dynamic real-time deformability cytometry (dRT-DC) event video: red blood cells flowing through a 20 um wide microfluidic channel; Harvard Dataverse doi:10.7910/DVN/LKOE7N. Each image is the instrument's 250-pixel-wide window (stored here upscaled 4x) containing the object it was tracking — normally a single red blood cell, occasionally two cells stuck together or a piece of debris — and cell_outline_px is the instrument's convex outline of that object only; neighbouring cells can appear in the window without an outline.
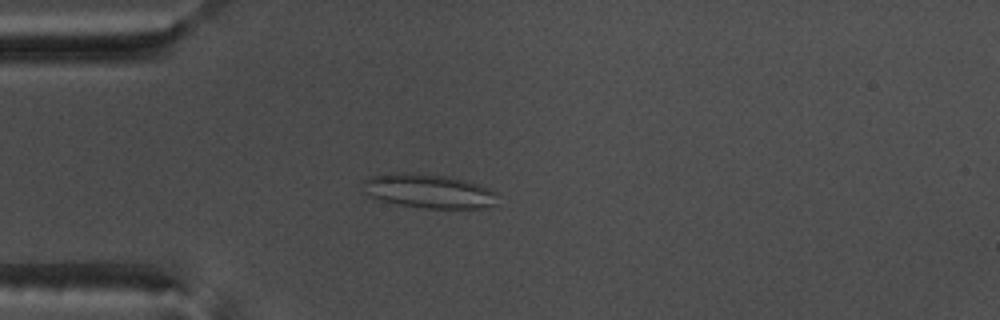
{"species": "common noctule bat (a hibernating species)", "species_latin": "Nyctalus noctula", "temperature_condition": "warm", "stored_images_in_passage": 44, "camera_frame_rate_fps": 3000, "um_per_image_px": 0.085, "animal": {"sex": "male", "body_mass_g": 17.5, "forearm_length_mm": 52.3}, "frame": {"image": 1, "passage_image": 14, "time_ms": 4.333, "image_size_px": [1000, 320], "cell_outline_px": [[496, 204], [484, 208], [424, 208], [400, 204], [368, 196], [360, 192], [364, 180], [368, 176], [396, 172], [412, 172], [452, 176], [488, 188], [496, 192]], "centroid_in_image_um": [36.38, 16.22], "position_along_channel_um": 48.6, "area_um2": 26.99}}
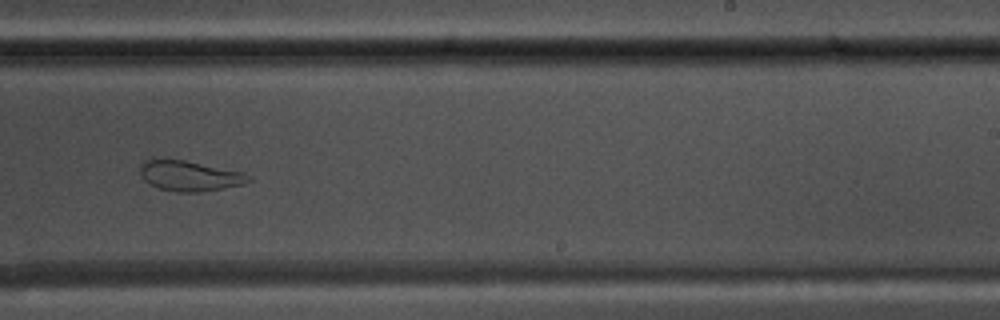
{"frame": {"image": 2, "passage_image": 33, "time_ms": 10.667, "image_size_px": [1000, 320], "cell_outline_px": [[252, 180], [244, 184], [224, 188], [200, 192], [176, 192], [160, 188], [148, 184], [144, 180], [140, 172], [140, 164], [144, 160], [152, 156], [184, 160], [244, 172]], "centroid_in_image_um": [16.05, 14.92], "position_along_channel_um": 273.0, "area_um2": 19.59}}
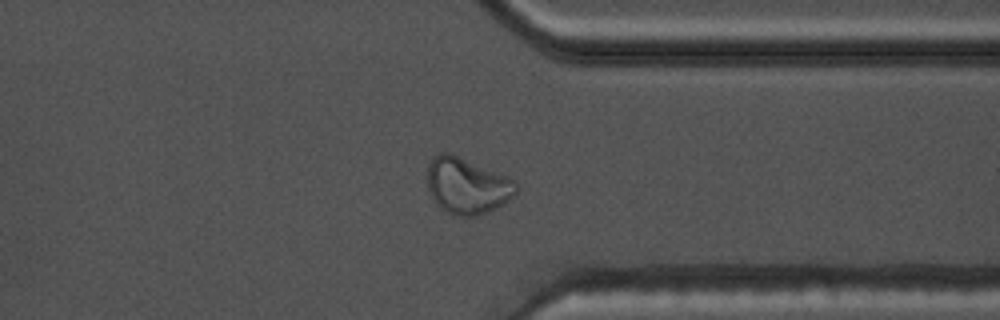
{"frame": {"image": 3, "passage_image": 41, "time_ms": 13.333, "image_size_px": [1000, 320], "cell_outline_px": [[516, 192], [504, 204], [488, 212], [476, 216], [456, 216], [440, 208], [436, 204], [428, 188], [428, 164], [432, 156], [440, 152], [448, 152], [508, 176], [516, 184]], "centroid_in_image_um": [39.68, 15.79], "position_along_channel_um": 371.7, "area_um2": 28.96}, "authors_computed_cell_mechanics": {"area_um2": 25.0852, "velocity_mm_per_s": 3.7633, "shape_relaxation_time_tau1_ms": null, "shape_relaxation_time_tau2_ms": 1.5481, "deformation_change_tau1": null, "deformation_change_tau2": 0.0795}}